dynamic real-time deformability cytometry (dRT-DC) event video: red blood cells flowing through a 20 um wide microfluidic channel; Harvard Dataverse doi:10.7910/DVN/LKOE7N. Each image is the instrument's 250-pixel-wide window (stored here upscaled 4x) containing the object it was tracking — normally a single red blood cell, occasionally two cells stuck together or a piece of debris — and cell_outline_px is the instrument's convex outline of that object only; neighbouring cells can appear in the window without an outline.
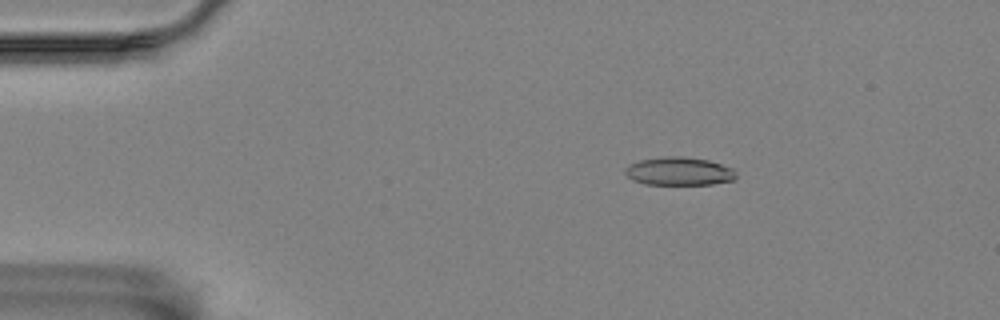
{"species": "Egyptian fruit bat (a non-hibernating species)", "species_latin": "Rousettus aegyptiacus", "temperature_condition": "room temperature", "stored_images_in_passage": 5, "camera_frame_rate_fps": 3000, "um_per_image_px": 0.085, "animal": {"sex": "female"}, "frame": {"image": 1, "passage_image": 3, "time_ms": 2.333, "image_size_px": [1000, 320], "cell_outline_px": [[736, 180], [712, 184], [644, 184], [632, 180], [624, 172], [624, 168], [628, 164], [640, 160], [664, 156], [684, 156], [708, 160], [732, 168], [736, 172]], "centroid_in_image_um": [57.7, 14.55], "position_along_channel_um": 27.3, "area_um2": 18.38}}